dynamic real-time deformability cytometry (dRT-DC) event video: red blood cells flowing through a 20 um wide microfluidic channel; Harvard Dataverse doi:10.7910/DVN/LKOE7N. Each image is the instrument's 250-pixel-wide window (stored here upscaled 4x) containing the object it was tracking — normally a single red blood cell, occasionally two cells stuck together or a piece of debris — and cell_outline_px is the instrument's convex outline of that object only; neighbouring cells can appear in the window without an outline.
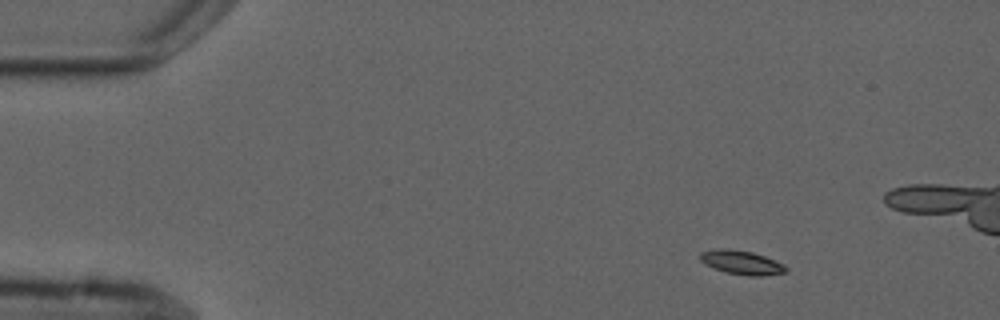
{"species": "common noctule bat (a hibernating species)", "species_latin": "Nyctalus noctula", "temperature_condition": "cold", "stored_images_in_passage": 4, "camera_frame_rate_fps": 3000, "um_per_image_px": 0.085, "animal": {"sex": "male", "forearm_length_mm": 52.5}, "frame": {"image": 1, "passage_image": 1, "time_ms": 0.0, "image_size_px": [1000, 320], "cell_outline_px": [[788, 272], [760, 276], [748, 276], [728, 272], [704, 264], [700, 260], [700, 252], [720, 248], [724, 248], [752, 252], [764, 256], [784, 264], [788, 268]], "centroid_in_image_um": [63.06, 22.31], "position_along_channel_um": 21.9, "area_um2": 11.85}}